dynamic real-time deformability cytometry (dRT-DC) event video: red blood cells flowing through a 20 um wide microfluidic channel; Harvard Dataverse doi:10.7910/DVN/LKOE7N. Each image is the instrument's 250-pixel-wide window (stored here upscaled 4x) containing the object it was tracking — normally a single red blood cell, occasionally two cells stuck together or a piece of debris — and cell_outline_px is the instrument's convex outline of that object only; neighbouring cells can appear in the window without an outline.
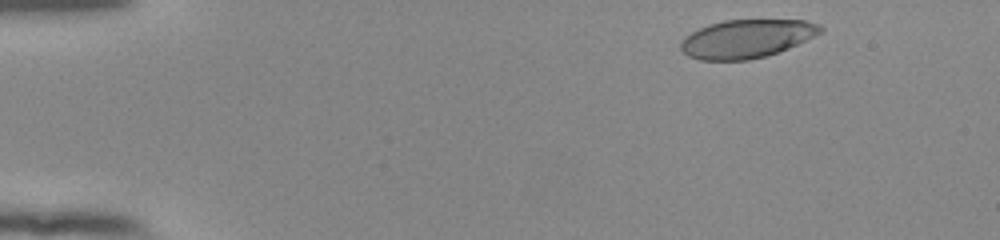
{"species": "human", "species_latin": "Homo sapiens", "temperature_condition": "room temperature", "stored_images_in_passage": 48, "camera_frame_rate_fps": 3000, "um_per_image_px": 0.085, "donor": {"sex": "female"}, "frame": {"image": 1, "passage_image": 1, "time_ms": 0.0, "image_size_px": [1000, 240], "cell_outline_px": [[824, 28], [820, 32], [788, 48], [764, 56], [748, 60], [700, 60], [688, 56], [680, 48], [680, 44], [684, 36], [708, 24], [724, 20], [804, 20], [820, 24]], "centroid_in_image_um": [63.42, 3.28], "position_along_channel_um": 21.6, "area_um2": 30.92}}
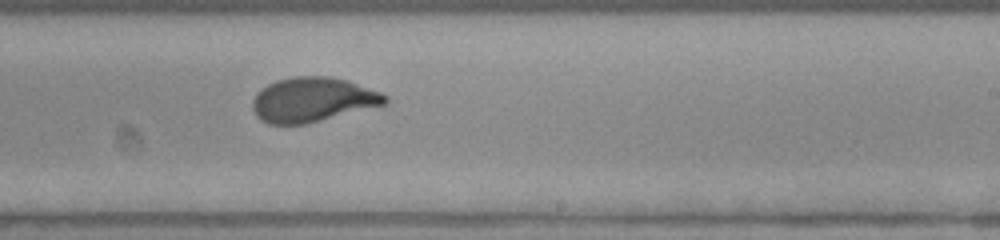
{"frame": {"image": 2, "passage_image": 28, "time_ms": 9.0, "image_size_px": [1000, 240], "cell_outline_px": [[388, 100], [384, 104], [304, 124], [268, 124], [260, 120], [256, 116], [252, 108], [252, 100], [256, 92], [268, 84], [276, 80], [292, 76], [328, 76], [348, 80], [380, 92], [388, 96]], "centroid_in_image_um": [26.52, 8.46], "position_along_channel_um": 262.5, "area_um2": 34.28}}
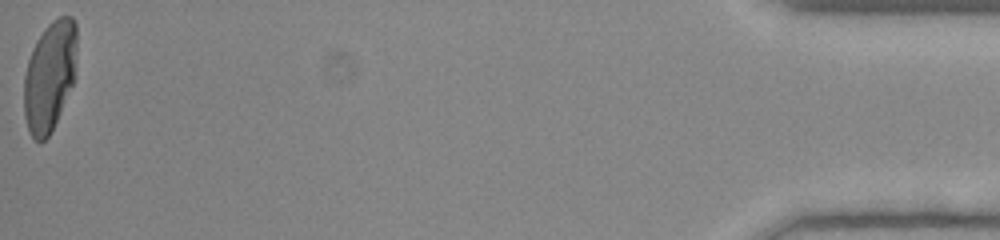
{"frame": {"image": 3, "passage_image": 48, "time_ms": 15.667, "image_size_px": [1000, 240], "cell_outline_px": [[76, 52], [72, 84], [52, 132], [40, 144], [32, 136], [28, 128], [24, 116], [24, 76], [28, 60], [32, 48], [36, 40], [44, 28], [52, 20], [60, 16], [72, 16], [76, 24]], "centroid_in_image_um": [4.2, 6.46], "position_along_channel_um": 431.0, "area_um2": 33.81}, "authors_computed_cell_mechanics": {"area_um2": 34.1598, "velocity_mm_per_s": 3.8697, "shape_relaxation_time_tau1_ms": 5.6484, "shape_relaxation_time_tau2_ms": null, "deformation_change_tau1": 0.2409, "deformation_change_tau2": null}}